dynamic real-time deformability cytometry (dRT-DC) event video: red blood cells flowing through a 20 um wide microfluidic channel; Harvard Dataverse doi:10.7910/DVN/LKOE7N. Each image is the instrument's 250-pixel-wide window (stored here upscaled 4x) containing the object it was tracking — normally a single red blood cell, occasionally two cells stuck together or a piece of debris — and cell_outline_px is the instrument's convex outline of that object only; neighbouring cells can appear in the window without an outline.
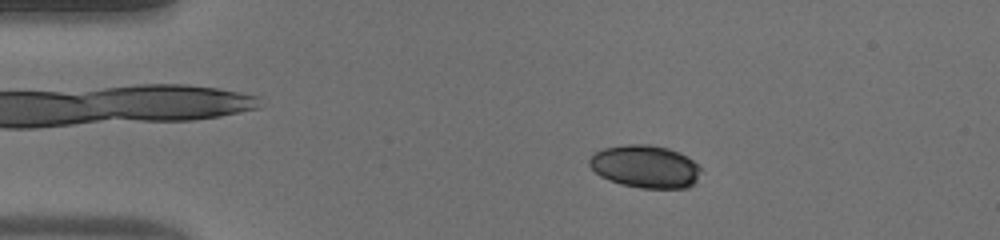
{"species": "human", "species_latin": "Homo sapiens", "temperature_condition": "warm", "stored_images_in_passage": 50, "camera_frame_rate_fps": 3000, "um_per_image_px": 0.085, "donor": {"sex": "male"}, "frame": {"image": 1, "passage_image": 7, "time_ms": 2.0, "image_size_px": [1000, 240], "cell_outline_px": [[704, 172], [688, 188], [640, 188], [620, 184], [608, 180], [600, 176], [588, 164], [588, 160], [596, 152], [604, 148], [628, 144], [652, 144], [668, 148], [680, 152], [692, 160]], "centroid_in_image_um": [54.86, 14.16], "position_along_channel_um": 30.1, "area_um2": 27.92}}
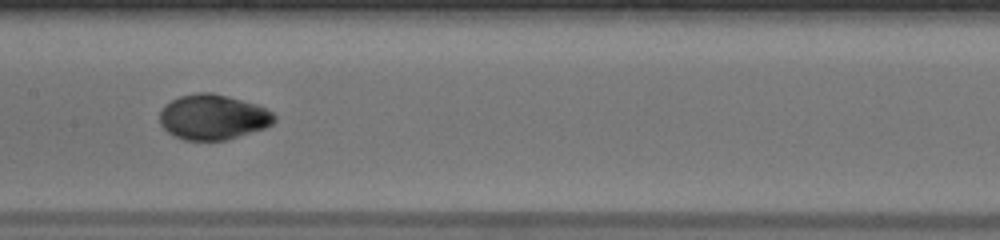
{"frame": {"image": 2, "passage_image": 24, "time_ms": 7.667, "image_size_px": [1000, 240], "cell_outline_px": [[276, 120], [272, 124], [264, 128], [228, 140], [184, 140], [168, 132], [160, 124], [160, 108], [164, 104], [180, 96], [196, 92], [212, 92], [228, 96], [256, 104], [268, 108], [276, 116]], "centroid_in_image_um": [18.11, 9.94], "position_along_channel_um": 189.3, "area_um2": 30.4}}
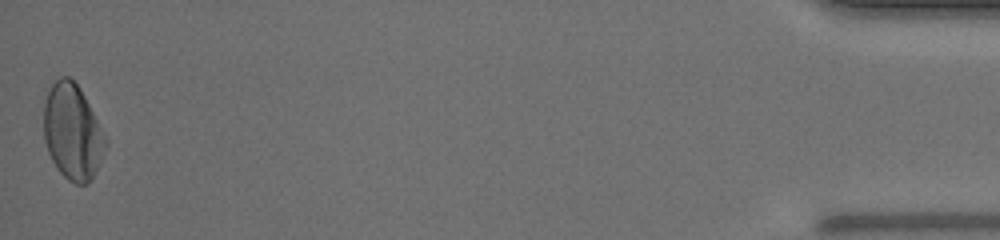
{"frame": {"image": 3, "passage_image": 50, "time_ms": 16.333, "image_size_px": [1000, 240], "cell_outline_px": [[108, 144], [88, 184], [76, 184], [68, 180], [56, 168], [48, 152], [44, 140], [44, 104], [48, 88], [60, 76], [68, 76], [80, 88], [108, 140]], "centroid_in_image_um": [6.15, 11.2], "position_along_channel_um": 429.1, "area_um2": 34.28}, "authors_computed_cell_mechanics": {"area_um2": 30.4028, "velocity_mm_per_s": 3.8563, "shape_relaxation_time_tau1_ms": 2.617, "shape_relaxation_time_tau2_ms": null, "deformation_change_tau1": 0.1685, "deformation_change_tau2": null}}